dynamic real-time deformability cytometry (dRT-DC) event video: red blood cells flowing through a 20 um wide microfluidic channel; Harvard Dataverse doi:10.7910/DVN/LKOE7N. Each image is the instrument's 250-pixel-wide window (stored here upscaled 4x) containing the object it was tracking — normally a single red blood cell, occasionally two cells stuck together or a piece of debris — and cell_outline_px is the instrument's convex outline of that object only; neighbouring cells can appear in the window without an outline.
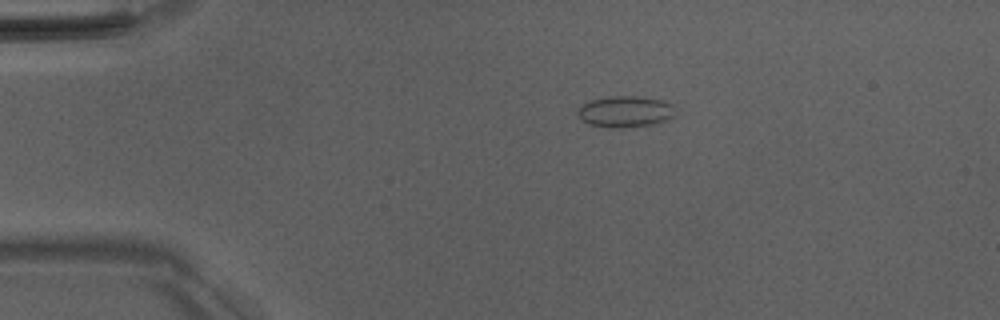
{"species": "Egyptian fruit bat (a non-hibernating species)", "species_latin": "Rousettus aegyptiacus", "temperature_condition": "room temperature", "stored_images_in_passage": 42, "camera_frame_rate_fps": 3000, "um_per_image_px": 0.085, "animal": {"sex": "male"}, "frame": {"image": 1, "passage_image": 1, "time_ms": 0.0, "image_size_px": [1000, 320], "cell_outline_px": [[676, 116], [656, 124], [624, 128], [608, 128], [588, 124], [576, 116], [576, 112], [580, 104], [592, 100], [608, 96], [636, 96], [664, 100], [672, 104]], "centroid_in_image_um": [53.13, 9.5], "position_along_channel_um": 31.9, "area_um2": 18.26}}
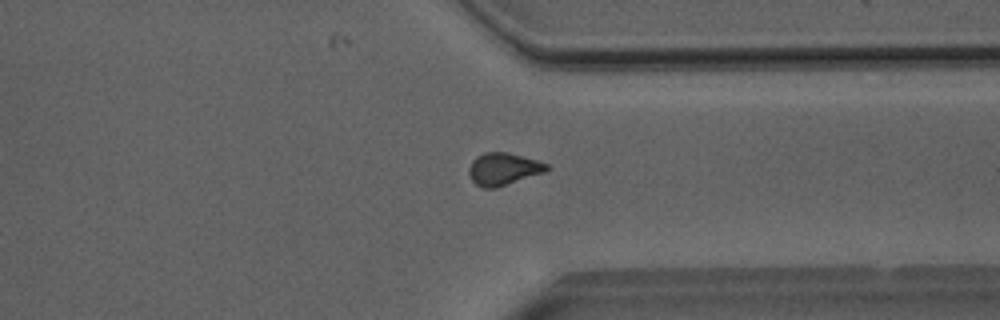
{"frame": {"image": 2, "passage_image": 30, "time_ms": 9.667, "image_size_px": [1000, 320], "cell_outline_px": [[548, 168], [544, 172], [496, 188], [484, 188], [476, 184], [472, 180], [468, 172], [468, 168], [472, 160], [476, 156], [484, 152], [508, 152], [536, 160], [548, 164]], "centroid_in_image_um": [42.74, 14.36], "position_along_channel_um": 368.7, "area_um2": 14.57}}
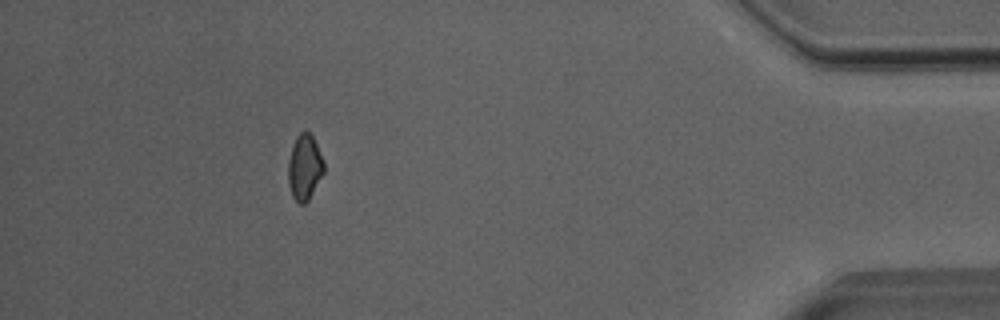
{"frame": {"image": 3, "passage_image": 37, "time_ms": 12.0, "image_size_px": [1000, 320], "cell_outline_px": [[324, 172], [308, 200], [304, 204], [300, 204], [292, 196], [288, 184], [288, 160], [292, 144], [296, 136], [304, 128], [312, 136], [324, 160]], "centroid_in_image_um": [25.87, 14.19], "position_along_channel_um": 409.3, "area_um2": 13.76}, "authors_computed_cell_mechanics": {"area_um2": 14.4789, "velocity_mm_per_s": 4.0359, "shape_relaxation_time_tau1_ms": 3.8815, "shape_relaxation_time_tau2_ms": 1.7468, "deformation_change_tau1": 0.0696, "deformation_change_tau2": 0.0672}}